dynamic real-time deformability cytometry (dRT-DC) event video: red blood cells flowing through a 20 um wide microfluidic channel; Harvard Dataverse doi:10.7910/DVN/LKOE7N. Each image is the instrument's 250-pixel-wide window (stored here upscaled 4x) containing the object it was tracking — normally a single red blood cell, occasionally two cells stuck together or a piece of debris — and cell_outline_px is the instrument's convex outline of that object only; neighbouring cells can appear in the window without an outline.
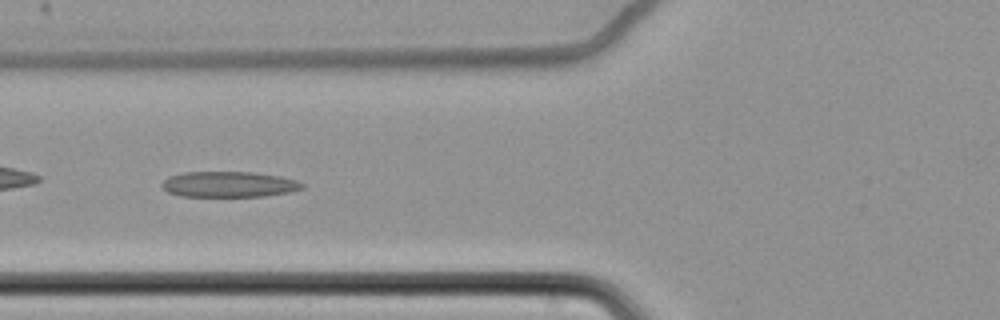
{"species": "common noctule bat (a hibernating species)", "species_latin": "Nyctalus noctula", "temperature_condition": "cold", "stored_images_in_passage": 36, "camera_frame_rate_fps": 3000, "um_per_image_px": 0.085, "animal": {"sex": "female", "body_mass_g": 22.7, "forearm_length_mm": 54.2}, "frame": {"image": 1, "passage_image": 4, "time_ms": 1.0, "image_size_px": [1000, 320], "cell_outline_px": [[304, 188], [288, 192], [264, 196], [180, 196], [168, 192], [160, 184], [168, 176], [184, 172], [252, 172], [280, 176], [296, 180], [304, 184]], "centroid_in_image_um": [19.44, 15.66], "position_along_channel_um": 106.4, "area_um2": 20.92}}
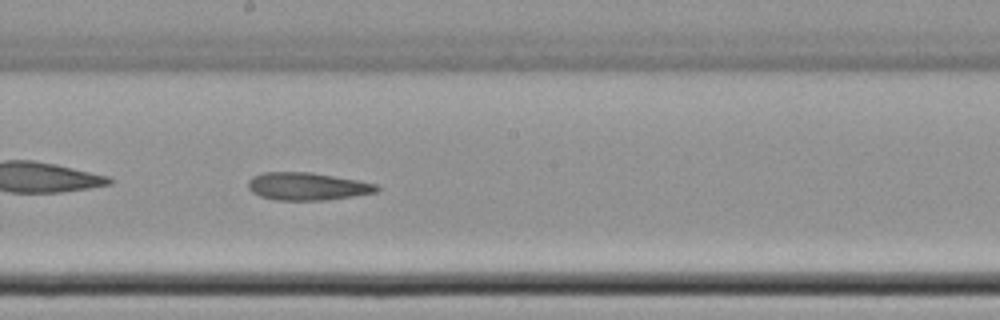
{"frame": {"image": 2, "passage_image": 14, "time_ms": 4.333, "image_size_px": [1000, 320], "cell_outline_px": [[380, 188], [376, 192], [328, 200], [276, 200], [260, 196], [252, 192], [248, 188], [248, 180], [252, 176], [264, 172], [312, 172], [380, 184]], "centroid_in_image_um": [26.12, 15.83], "position_along_channel_um": 222.1, "area_um2": 20.87}}
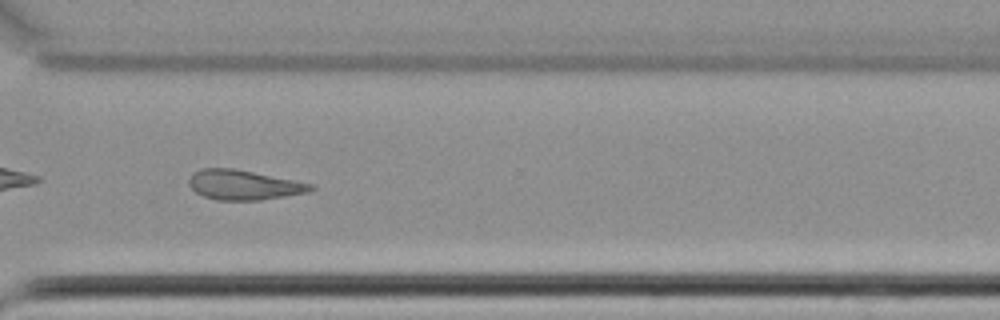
{"frame": {"image": 3, "passage_image": 25, "time_ms": 8.0, "image_size_px": [1000, 320], "cell_outline_px": [[316, 188], [308, 192], [260, 200], [216, 200], [204, 196], [196, 192], [188, 184], [188, 180], [192, 172], [200, 168], [236, 168], [316, 184]], "centroid_in_image_um": [20.73, 15.7], "position_along_channel_um": 349.9, "area_um2": 21.44}, "authors_computed_cell_mechanics": {"area_um2": 21.4149, "velocity_mm_per_s": 3.4718, "shape_relaxation_time_tau1_ms": null, "shape_relaxation_time_tau2_ms": 5.3571, "deformation_change_tau1": null, "deformation_change_tau2": 0.1424}}